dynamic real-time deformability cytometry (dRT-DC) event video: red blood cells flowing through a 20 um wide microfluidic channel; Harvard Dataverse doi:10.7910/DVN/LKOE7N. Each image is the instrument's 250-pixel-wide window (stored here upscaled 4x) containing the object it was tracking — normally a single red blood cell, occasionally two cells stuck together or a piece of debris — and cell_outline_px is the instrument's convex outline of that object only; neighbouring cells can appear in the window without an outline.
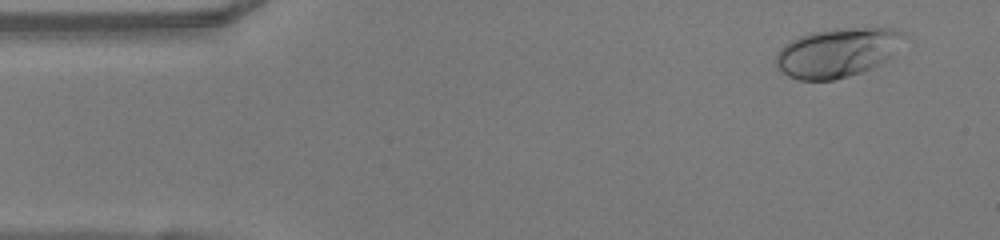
{"species": "human", "species_latin": "Homo sapiens", "temperature_condition": "warm", "stored_images_in_passage": 47, "camera_frame_rate_fps": 3000, "um_per_image_px": 0.085, "donor": {"sex": "female"}, "frame": {"image": 1, "passage_image": 1, "time_ms": 0.0, "image_size_px": [1000, 240], "cell_outline_px": [[904, 36], [892, 56], [880, 64], [872, 68], [848, 76], [832, 80], [800, 80], [788, 76], [776, 68], [776, 52], [784, 44], [800, 36], [812, 32], [836, 28], [892, 28], [904, 32]], "centroid_in_image_um": [71.14, 4.47], "position_along_channel_um": 13.9, "area_um2": 36.53}}
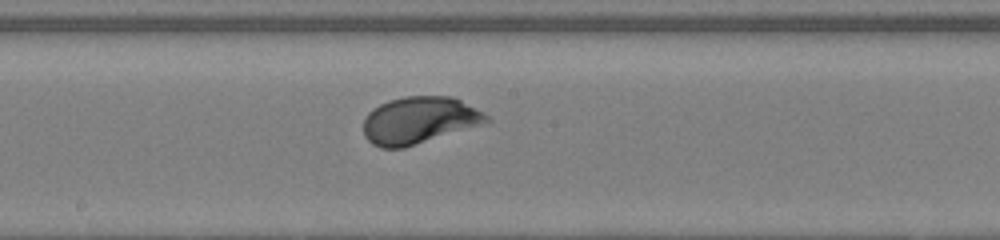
{"frame": {"image": 2, "passage_image": 23, "time_ms": 7.333, "image_size_px": [1000, 240], "cell_outline_px": [[492, 120], [488, 124], [404, 148], [380, 148], [372, 144], [364, 136], [364, 116], [372, 108], [388, 100], [404, 96], [452, 96], [460, 100], [488, 116]], "centroid_in_image_um": [35.64, 10.24], "position_along_channel_um": 212.6, "area_um2": 34.22}}
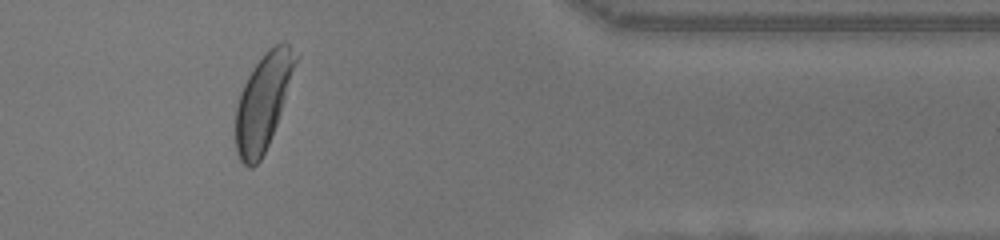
{"frame": {"image": 3, "passage_image": 38, "time_ms": 12.333, "image_size_px": [1000, 240], "cell_outline_px": [[300, 56], [276, 124], [268, 144], [260, 160], [252, 168], [248, 168], [240, 160], [236, 152], [236, 108], [240, 92], [248, 76], [264, 52], [268, 48], [276, 44], [288, 44]], "centroid_in_image_um": [22.37, 8.64], "position_along_channel_um": 389.0, "area_um2": 33.06}, "authors_computed_cell_mechanics": {"area_um2": 33.524, "velocity_mm_per_s": 4.0728, "shape_relaxation_time_tau1_ms": 1.9074, "shape_relaxation_time_tau2_ms": null, "deformation_change_tau1": 0.1358, "deformation_change_tau2": null}}